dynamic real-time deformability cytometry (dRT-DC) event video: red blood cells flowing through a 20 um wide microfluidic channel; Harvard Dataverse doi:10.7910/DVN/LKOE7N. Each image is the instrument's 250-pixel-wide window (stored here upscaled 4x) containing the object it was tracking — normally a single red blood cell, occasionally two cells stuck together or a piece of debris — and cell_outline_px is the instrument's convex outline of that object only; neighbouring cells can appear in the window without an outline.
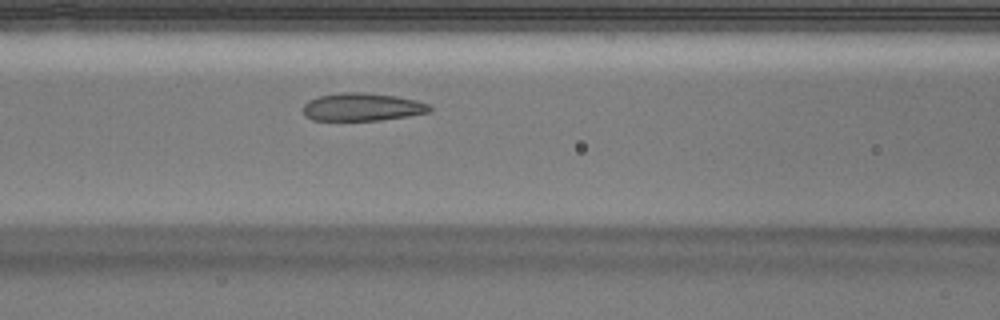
{"species": "Egyptian fruit bat (a non-hibernating species)", "species_latin": "Rousettus aegyptiacus", "temperature_condition": "warm", "stored_images_in_passage": 40, "camera_frame_rate_fps": 3000, "um_per_image_px": 0.085, "animal": {"sex": "male"}, "frame": {"image": 1, "passage_image": 11, "time_ms": 3.333, "image_size_px": [1000, 320], "cell_outline_px": [[432, 112], [408, 116], [380, 120], [312, 120], [304, 116], [304, 104], [308, 100], [320, 96], [344, 92], [364, 92], [396, 96], [416, 100], [428, 104], [432, 108]], "centroid_in_image_um": [30.81, 9.1], "position_along_channel_um": 135.8, "area_um2": 20.58}}
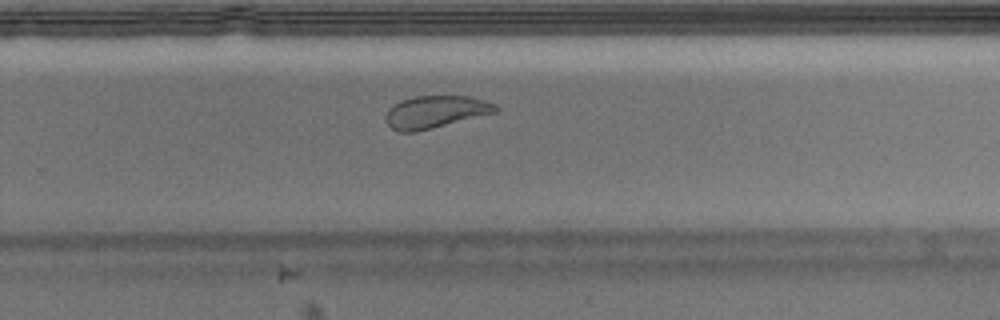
{"frame": {"image": 2, "passage_image": 23, "time_ms": 7.333, "image_size_px": [1000, 320], "cell_outline_px": [[500, 112], [416, 132], [400, 132], [392, 128], [388, 124], [384, 116], [388, 108], [392, 104], [400, 100], [416, 96], [468, 96], [484, 100], [496, 104], [500, 108]], "centroid_in_image_um": [37.04, 9.51], "position_along_channel_um": 292.8, "area_um2": 21.1}}
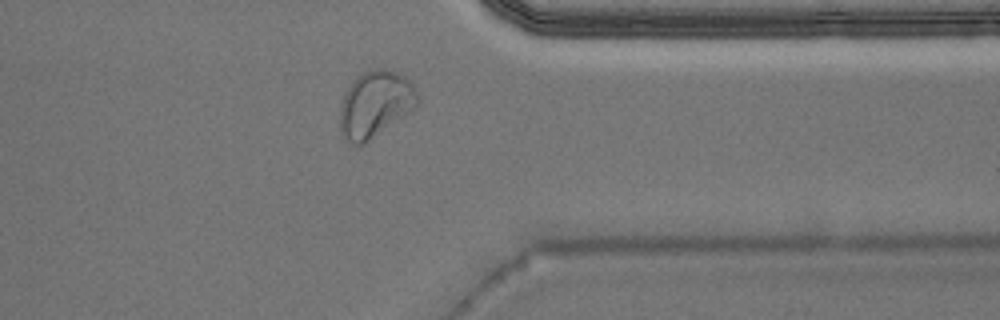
{"frame": {"image": 3, "passage_image": 30, "time_ms": 9.667, "image_size_px": [1000, 320], "cell_outline_px": [[420, 100], [416, 108], [364, 144], [356, 148], [340, 132], [340, 108], [344, 96], [348, 88], [364, 72], [372, 68], [384, 68], [400, 72], [416, 88], [420, 96]], "centroid_in_image_um": [31.94, 8.86], "position_along_channel_um": 379.5, "area_um2": 30.17}, "authors_computed_cell_mechanics": {"area_um2": 21.7617, "velocity_mm_per_s": 3.9345, "shape_relaxation_time_tau1_ms": 6.6029, "shape_relaxation_time_tau2_ms": 0.5889, "deformation_change_tau1": 0.2116, "deformation_change_tau2": 0.0678}}